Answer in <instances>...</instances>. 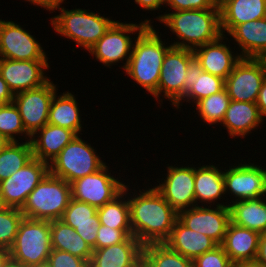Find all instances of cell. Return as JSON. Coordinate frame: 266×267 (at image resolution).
<instances>
[{"label":"cell","instance_id":"obj_1","mask_svg":"<svg viewBox=\"0 0 266 267\" xmlns=\"http://www.w3.org/2000/svg\"><path fill=\"white\" fill-rule=\"evenodd\" d=\"M129 187L125 185V198L128 197L132 235L142 245L164 243L178 220V212L155 187L142 189L143 192L139 189L140 193L134 192L132 197L127 193Z\"/></svg>","mask_w":266,"mask_h":267},{"label":"cell","instance_id":"obj_2","mask_svg":"<svg viewBox=\"0 0 266 267\" xmlns=\"http://www.w3.org/2000/svg\"><path fill=\"white\" fill-rule=\"evenodd\" d=\"M153 25H147L134 39L132 53L124 72L158 101V83L166 45Z\"/></svg>","mask_w":266,"mask_h":267},{"label":"cell","instance_id":"obj_3","mask_svg":"<svg viewBox=\"0 0 266 267\" xmlns=\"http://www.w3.org/2000/svg\"><path fill=\"white\" fill-rule=\"evenodd\" d=\"M179 39L173 47L195 48L217 40L221 35L220 9L172 11L156 17ZM181 41V42H180Z\"/></svg>","mask_w":266,"mask_h":267},{"label":"cell","instance_id":"obj_4","mask_svg":"<svg viewBox=\"0 0 266 267\" xmlns=\"http://www.w3.org/2000/svg\"><path fill=\"white\" fill-rule=\"evenodd\" d=\"M61 13L51 18L54 31L89 50L111 27L115 20L101 16L90 10L76 8L66 10L57 8Z\"/></svg>","mask_w":266,"mask_h":267},{"label":"cell","instance_id":"obj_5","mask_svg":"<svg viewBox=\"0 0 266 267\" xmlns=\"http://www.w3.org/2000/svg\"><path fill=\"white\" fill-rule=\"evenodd\" d=\"M71 199V184L48 173L28 195L20 210L25 218L59 220Z\"/></svg>","mask_w":266,"mask_h":267},{"label":"cell","instance_id":"obj_6","mask_svg":"<svg viewBox=\"0 0 266 267\" xmlns=\"http://www.w3.org/2000/svg\"><path fill=\"white\" fill-rule=\"evenodd\" d=\"M9 250L11 259L25 267L47 261L51 252V221L23 217Z\"/></svg>","mask_w":266,"mask_h":267},{"label":"cell","instance_id":"obj_7","mask_svg":"<svg viewBox=\"0 0 266 267\" xmlns=\"http://www.w3.org/2000/svg\"><path fill=\"white\" fill-rule=\"evenodd\" d=\"M91 144L76 135L49 164V173L71 183L91 175L106 163Z\"/></svg>","mask_w":266,"mask_h":267},{"label":"cell","instance_id":"obj_8","mask_svg":"<svg viewBox=\"0 0 266 267\" xmlns=\"http://www.w3.org/2000/svg\"><path fill=\"white\" fill-rule=\"evenodd\" d=\"M152 22L149 19H145L139 24L136 23H123L115 21L106 33L88 50V52L95 56L97 61L103 63L106 67L115 63L123 62V68L126 69L131 53L134 41L132 35L139 34L147 25H151ZM138 32V33H137ZM130 34V35H129Z\"/></svg>","mask_w":266,"mask_h":267},{"label":"cell","instance_id":"obj_9","mask_svg":"<svg viewBox=\"0 0 266 267\" xmlns=\"http://www.w3.org/2000/svg\"><path fill=\"white\" fill-rule=\"evenodd\" d=\"M48 173L49 164L33 157L20 170L0 182L1 205L21 209L28 195Z\"/></svg>","mask_w":266,"mask_h":267},{"label":"cell","instance_id":"obj_10","mask_svg":"<svg viewBox=\"0 0 266 267\" xmlns=\"http://www.w3.org/2000/svg\"><path fill=\"white\" fill-rule=\"evenodd\" d=\"M109 167L105 164L97 172L71 182L72 198L100 208L119 196L125 183L111 176Z\"/></svg>","mask_w":266,"mask_h":267},{"label":"cell","instance_id":"obj_11","mask_svg":"<svg viewBox=\"0 0 266 267\" xmlns=\"http://www.w3.org/2000/svg\"><path fill=\"white\" fill-rule=\"evenodd\" d=\"M266 66L262 59L241 58L225 79L224 88L233 101L256 103Z\"/></svg>","mask_w":266,"mask_h":267},{"label":"cell","instance_id":"obj_12","mask_svg":"<svg viewBox=\"0 0 266 267\" xmlns=\"http://www.w3.org/2000/svg\"><path fill=\"white\" fill-rule=\"evenodd\" d=\"M56 87L57 85L49 80L41 87L14 94L13 102L30 136L48 123L50 104L58 90Z\"/></svg>","mask_w":266,"mask_h":267},{"label":"cell","instance_id":"obj_13","mask_svg":"<svg viewBox=\"0 0 266 267\" xmlns=\"http://www.w3.org/2000/svg\"><path fill=\"white\" fill-rule=\"evenodd\" d=\"M193 58L192 49L173 46L168 49L161 67L158 99L164 95L163 100L167 98L171 101V105L175 106L184 97V81L189 62Z\"/></svg>","mask_w":266,"mask_h":267},{"label":"cell","instance_id":"obj_14","mask_svg":"<svg viewBox=\"0 0 266 267\" xmlns=\"http://www.w3.org/2000/svg\"><path fill=\"white\" fill-rule=\"evenodd\" d=\"M226 204V205H224ZM178 219L191 230L209 236L219 245L224 241L230 220V209L227 203H217L216 208L194 206L178 212Z\"/></svg>","mask_w":266,"mask_h":267},{"label":"cell","instance_id":"obj_15","mask_svg":"<svg viewBox=\"0 0 266 267\" xmlns=\"http://www.w3.org/2000/svg\"><path fill=\"white\" fill-rule=\"evenodd\" d=\"M0 58L11 60H48L41 43L19 23L0 19Z\"/></svg>","mask_w":266,"mask_h":267},{"label":"cell","instance_id":"obj_16","mask_svg":"<svg viewBox=\"0 0 266 267\" xmlns=\"http://www.w3.org/2000/svg\"><path fill=\"white\" fill-rule=\"evenodd\" d=\"M254 163H238L225 169L224 188L234 195L235 201H244L266 196V170Z\"/></svg>","mask_w":266,"mask_h":267},{"label":"cell","instance_id":"obj_17","mask_svg":"<svg viewBox=\"0 0 266 267\" xmlns=\"http://www.w3.org/2000/svg\"><path fill=\"white\" fill-rule=\"evenodd\" d=\"M166 178L157 186L156 190L177 212L196 206L194 192L195 167L169 166Z\"/></svg>","mask_w":266,"mask_h":267},{"label":"cell","instance_id":"obj_18","mask_svg":"<svg viewBox=\"0 0 266 267\" xmlns=\"http://www.w3.org/2000/svg\"><path fill=\"white\" fill-rule=\"evenodd\" d=\"M48 60L18 61L0 58V75L13 94L36 89L46 84L50 78L45 76Z\"/></svg>","mask_w":266,"mask_h":267},{"label":"cell","instance_id":"obj_19","mask_svg":"<svg viewBox=\"0 0 266 267\" xmlns=\"http://www.w3.org/2000/svg\"><path fill=\"white\" fill-rule=\"evenodd\" d=\"M226 39L228 40L226 35H221L217 40L193 50L194 57L200 63L204 72L221 77L224 80L242 58L239 53L233 54L230 46L223 41Z\"/></svg>","mask_w":266,"mask_h":267},{"label":"cell","instance_id":"obj_20","mask_svg":"<svg viewBox=\"0 0 266 267\" xmlns=\"http://www.w3.org/2000/svg\"><path fill=\"white\" fill-rule=\"evenodd\" d=\"M143 245L128 236L123 242L93 250L89 267H142Z\"/></svg>","mask_w":266,"mask_h":267},{"label":"cell","instance_id":"obj_21","mask_svg":"<svg viewBox=\"0 0 266 267\" xmlns=\"http://www.w3.org/2000/svg\"><path fill=\"white\" fill-rule=\"evenodd\" d=\"M260 236L258 232L230 221L221 246L233 264L253 263L257 258Z\"/></svg>","mask_w":266,"mask_h":267},{"label":"cell","instance_id":"obj_22","mask_svg":"<svg viewBox=\"0 0 266 267\" xmlns=\"http://www.w3.org/2000/svg\"><path fill=\"white\" fill-rule=\"evenodd\" d=\"M224 86V79L204 72V69L194 57L188 65L184 81V97L174 107L178 110L183 103L182 100L188 103H191L192 101V103L194 102L196 104L199 100L212 94L219 93L224 89Z\"/></svg>","mask_w":266,"mask_h":267},{"label":"cell","instance_id":"obj_23","mask_svg":"<svg viewBox=\"0 0 266 267\" xmlns=\"http://www.w3.org/2000/svg\"><path fill=\"white\" fill-rule=\"evenodd\" d=\"M218 5L222 35L237 25L266 17V0H221Z\"/></svg>","mask_w":266,"mask_h":267},{"label":"cell","instance_id":"obj_24","mask_svg":"<svg viewBox=\"0 0 266 267\" xmlns=\"http://www.w3.org/2000/svg\"><path fill=\"white\" fill-rule=\"evenodd\" d=\"M60 220L74 228L81 238L96 250V238L100 225L97 208L72 198Z\"/></svg>","mask_w":266,"mask_h":267},{"label":"cell","instance_id":"obj_25","mask_svg":"<svg viewBox=\"0 0 266 267\" xmlns=\"http://www.w3.org/2000/svg\"><path fill=\"white\" fill-rule=\"evenodd\" d=\"M75 136L69 129L47 123L31 136L33 157L50 164Z\"/></svg>","mask_w":266,"mask_h":267},{"label":"cell","instance_id":"obj_26","mask_svg":"<svg viewBox=\"0 0 266 267\" xmlns=\"http://www.w3.org/2000/svg\"><path fill=\"white\" fill-rule=\"evenodd\" d=\"M164 243L191 260L219 246L209 236L187 228L179 219L175 222L170 237Z\"/></svg>","mask_w":266,"mask_h":267},{"label":"cell","instance_id":"obj_27","mask_svg":"<svg viewBox=\"0 0 266 267\" xmlns=\"http://www.w3.org/2000/svg\"><path fill=\"white\" fill-rule=\"evenodd\" d=\"M263 121L256 103L231 100L221 126L227 129L230 137L244 138Z\"/></svg>","mask_w":266,"mask_h":267},{"label":"cell","instance_id":"obj_28","mask_svg":"<svg viewBox=\"0 0 266 267\" xmlns=\"http://www.w3.org/2000/svg\"><path fill=\"white\" fill-rule=\"evenodd\" d=\"M229 35L241 48L242 58L262 59L266 55V17L237 25Z\"/></svg>","mask_w":266,"mask_h":267},{"label":"cell","instance_id":"obj_29","mask_svg":"<svg viewBox=\"0 0 266 267\" xmlns=\"http://www.w3.org/2000/svg\"><path fill=\"white\" fill-rule=\"evenodd\" d=\"M266 197L244 201L231 200L229 204L230 220L232 223L256 231L266 232Z\"/></svg>","mask_w":266,"mask_h":267},{"label":"cell","instance_id":"obj_30","mask_svg":"<svg viewBox=\"0 0 266 267\" xmlns=\"http://www.w3.org/2000/svg\"><path fill=\"white\" fill-rule=\"evenodd\" d=\"M195 168L194 192L196 198V206L198 203L204 202L211 204L223 198L225 194L224 188V171L215 165H199ZM216 200V201H215ZM199 201V202H198Z\"/></svg>","mask_w":266,"mask_h":267},{"label":"cell","instance_id":"obj_31","mask_svg":"<svg viewBox=\"0 0 266 267\" xmlns=\"http://www.w3.org/2000/svg\"><path fill=\"white\" fill-rule=\"evenodd\" d=\"M55 93L49 108L48 124H53L82 134L81 114L78 102L71 92Z\"/></svg>","mask_w":266,"mask_h":267},{"label":"cell","instance_id":"obj_32","mask_svg":"<svg viewBox=\"0 0 266 267\" xmlns=\"http://www.w3.org/2000/svg\"><path fill=\"white\" fill-rule=\"evenodd\" d=\"M51 249L69 252L73 256L90 261L93 249L71 226L63 221H51Z\"/></svg>","mask_w":266,"mask_h":267},{"label":"cell","instance_id":"obj_33","mask_svg":"<svg viewBox=\"0 0 266 267\" xmlns=\"http://www.w3.org/2000/svg\"><path fill=\"white\" fill-rule=\"evenodd\" d=\"M142 267H194L193 260L172 250L165 243L143 245Z\"/></svg>","mask_w":266,"mask_h":267},{"label":"cell","instance_id":"obj_34","mask_svg":"<svg viewBox=\"0 0 266 267\" xmlns=\"http://www.w3.org/2000/svg\"><path fill=\"white\" fill-rule=\"evenodd\" d=\"M124 196L125 187L123 192L114 200L98 208L97 214L101 225L121 229L127 236H133L128 198L125 200Z\"/></svg>","mask_w":266,"mask_h":267},{"label":"cell","instance_id":"obj_35","mask_svg":"<svg viewBox=\"0 0 266 267\" xmlns=\"http://www.w3.org/2000/svg\"><path fill=\"white\" fill-rule=\"evenodd\" d=\"M11 143L0 152V182L20 170L33 158L31 141Z\"/></svg>","mask_w":266,"mask_h":267},{"label":"cell","instance_id":"obj_36","mask_svg":"<svg viewBox=\"0 0 266 267\" xmlns=\"http://www.w3.org/2000/svg\"><path fill=\"white\" fill-rule=\"evenodd\" d=\"M231 102L227 90L224 88L219 93L212 94L196 103V110L200 118L209 126L220 124L223 121L225 112Z\"/></svg>","mask_w":266,"mask_h":267},{"label":"cell","instance_id":"obj_37","mask_svg":"<svg viewBox=\"0 0 266 267\" xmlns=\"http://www.w3.org/2000/svg\"><path fill=\"white\" fill-rule=\"evenodd\" d=\"M0 133L6 136L10 141H20L16 139L17 135L31 140V136L24 128L21 115L14 102L0 106ZM25 135V136H24Z\"/></svg>","mask_w":266,"mask_h":267},{"label":"cell","instance_id":"obj_38","mask_svg":"<svg viewBox=\"0 0 266 267\" xmlns=\"http://www.w3.org/2000/svg\"><path fill=\"white\" fill-rule=\"evenodd\" d=\"M19 208L0 206V248L10 249L23 219Z\"/></svg>","mask_w":266,"mask_h":267},{"label":"cell","instance_id":"obj_39","mask_svg":"<svg viewBox=\"0 0 266 267\" xmlns=\"http://www.w3.org/2000/svg\"><path fill=\"white\" fill-rule=\"evenodd\" d=\"M194 267H233V263L224 251V248L219 245L215 249L205 252L197 256L193 260Z\"/></svg>","mask_w":266,"mask_h":267},{"label":"cell","instance_id":"obj_40","mask_svg":"<svg viewBox=\"0 0 266 267\" xmlns=\"http://www.w3.org/2000/svg\"><path fill=\"white\" fill-rule=\"evenodd\" d=\"M51 267H89L85 259L73 256L69 252L51 249L47 259Z\"/></svg>","mask_w":266,"mask_h":267},{"label":"cell","instance_id":"obj_41","mask_svg":"<svg viewBox=\"0 0 266 267\" xmlns=\"http://www.w3.org/2000/svg\"><path fill=\"white\" fill-rule=\"evenodd\" d=\"M128 236L121 229H114L105 225H99L96 249H101L123 242Z\"/></svg>","mask_w":266,"mask_h":267},{"label":"cell","instance_id":"obj_42","mask_svg":"<svg viewBox=\"0 0 266 267\" xmlns=\"http://www.w3.org/2000/svg\"><path fill=\"white\" fill-rule=\"evenodd\" d=\"M166 6L172 11L195 10V9H219L216 0H165Z\"/></svg>","mask_w":266,"mask_h":267},{"label":"cell","instance_id":"obj_43","mask_svg":"<svg viewBox=\"0 0 266 267\" xmlns=\"http://www.w3.org/2000/svg\"><path fill=\"white\" fill-rule=\"evenodd\" d=\"M14 94L0 75V106L13 102Z\"/></svg>","mask_w":266,"mask_h":267},{"label":"cell","instance_id":"obj_44","mask_svg":"<svg viewBox=\"0 0 266 267\" xmlns=\"http://www.w3.org/2000/svg\"><path fill=\"white\" fill-rule=\"evenodd\" d=\"M256 105L261 117L264 119V117L266 116V78L262 82Z\"/></svg>","mask_w":266,"mask_h":267},{"label":"cell","instance_id":"obj_45","mask_svg":"<svg viewBox=\"0 0 266 267\" xmlns=\"http://www.w3.org/2000/svg\"><path fill=\"white\" fill-rule=\"evenodd\" d=\"M255 263L262 267H266V232L260 236L258 254Z\"/></svg>","mask_w":266,"mask_h":267},{"label":"cell","instance_id":"obj_46","mask_svg":"<svg viewBox=\"0 0 266 267\" xmlns=\"http://www.w3.org/2000/svg\"><path fill=\"white\" fill-rule=\"evenodd\" d=\"M30 2L31 4L43 7L50 11V13H53L51 11H56L57 8L60 7L61 3H63L65 0H25Z\"/></svg>","mask_w":266,"mask_h":267},{"label":"cell","instance_id":"obj_47","mask_svg":"<svg viewBox=\"0 0 266 267\" xmlns=\"http://www.w3.org/2000/svg\"><path fill=\"white\" fill-rule=\"evenodd\" d=\"M141 8L149 11H155L160 9L163 4L165 5V0H134Z\"/></svg>","mask_w":266,"mask_h":267},{"label":"cell","instance_id":"obj_48","mask_svg":"<svg viewBox=\"0 0 266 267\" xmlns=\"http://www.w3.org/2000/svg\"><path fill=\"white\" fill-rule=\"evenodd\" d=\"M10 259V250L0 248V267H4Z\"/></svg>","mask_w":266,"mask_h":267},{"label":"cell","instance_id":"obj_49","mask_svg":"<svg viewBox=\"0 0 266 267\" xmlns=\"http://www.w3.org/2000/svg\"><path fill=\"white\" fill-rule=\"evenodd\" d=\"M10 143L11 141L0 133V152L5 149Z\"/></svg>","mask_w":266,"mask_h":267},{"label":"cell","instance_id":"obj_50","mask_svg":"<svg viewBox=\"0 0 266 267\" xmlns=\"http://www.w3.org/2000/svg\"><path fill=\"white\" fill-rule=\"evenodd\" d=\"M233 267H262V266L256 264L255 262H253V263H239V264H234Z\"/></svg>","mask_w":266,"mask_h":267},{"label":"cell","instance_id":"obj_51","mask_svg":"<svg viewBox=\"0 0 266 267\" xmlns=\"http://www.w3.org/2000/svg\"><path fill=\"white\" fill-rule=\"evenodd\" d=\"M4 267H25L21 263L15 262L12 259H10Z\"/></svg>","mask_w":266,"mask_h":267},{"label":"cell","instance_id":"obj_52","mask_svg":"<svg viewBox=\"0 0 266 267\" xmlns=\"http://www.w3.org/2000/svg\"><path fill=\"white\" fill-rule=\"evenodd\" d=\"M29 267H51L48 261H44Z\"/></svg>","mask_w":266,"mask_h":267},{"label":"cell","instance_id":"obj_53","mask_svg":"<svg viewBox=\"0 0 266 267\" xmlns=\"http://www.w3.org/2000/svg\"><path fill=\"white\" fill-rule=\"evenodd\" d=\"M262 60L264 61L265 66H266V55L262 58Z\"/></svg>","mask_w":266,"mask_h":267}]
</instances>
